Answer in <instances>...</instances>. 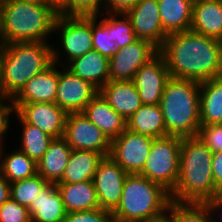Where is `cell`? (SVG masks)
Here are the masks:
<instances>
[{"instance_id":"cell-29","label":"cell","mask_w":222,"mask_h":222,"mask_svg":"<svg viewBox=\"0 0 222 222\" xmlns=\"http://www.w3.org/2000/svg\"><path fill=\"white\" fill-rule=\"evenodd\" d=\"M3 148L0 145V173L10 184L37 174V163L23 151L16 149L12 153L4 155Z\"/></svg>"},{"instance_id":"cell-12","label":"cell","mask_w":222,"mask_h":222,"mask_svg":"<svg viewBox=\"0 0 222 222\" xmlns=\"http://www.w3.org/2000/svg\"><path fill=\"white\" fill-rule=\"evenodd\" d=\"M127 175L110 156L103 157L99 162L92 181L101 209L112 212L118 206Z\"/></svg>"},{"instance_id":"cell-7","label":"cell","mask_w":222,"mask_h":222,"mask_svg":"<svg viewBox=\"0 0 222 222\" xmlns=\"http://www.w3.org/2000/svg\"><path fill=\"white\" fill-rule=\"evenodd\" d=\"M182 138L166 136L155 138L150 154L139 175L161 184L171 192L179 177V157Z\"/></svg>"},{"instance_id":"cell-24","label":"cell","mask_w":222,"mask_h":222,"mask_svg":"<svg viewBox=\"0 0 222 222\" xmlns=\"http://www.w3.org/2000/svg\"><path fill=\"white\" fill-rule=\"evenodd\" d=\"M66 213L89 211L100 208L93 181L56 184Z\"/></svg>"},{"instance_id":"cell-27","label":"cell","mask_w":222,"mask_h":222,"mask_svg":"<svg viewBox=\"0 0 222 222\" xmlns=\"http://www.w3.org/2000/svg\"><path fill=\"white\" fill-rule=\"evenodd\" d=\"M100 153L90 150H72L67 166L59 183L92 181L99 162Z\"/></svg>"},{"instance_id":"cell-41","label":"cell","mask_w":222,"mask_h":222,"mask_svg":"<svg viewBox=\"0 0 222 222\" xmlns=\"http://www.w3.org/2000/svg\"><path fill=\"white\" fill-rule=\"evenodd\" d=\"M212 174L215 187L222 192V151L213 153Z\"/></svg>"},{"instance_id":"cell-16","label":"cell","mask_w":222,"mask_h":222,"mask_svg":"<svg viewBox=\"0 0 222 222\" xmlns=\"http://www.w3.org/2000/svg\"><path fill=\"white\" fill-rule=\"evenodd\" d=\"M133 31L138 39H144L160 48L168 34L163 30L160 20L158 0H139L128 10Z\"/></svg>"},{"instance_id":"cell-22","label":"cell","mask_w":222,"mask_h":222,"mask_svg":"<svg viewBox=\"0 0 222 222\" xmlns=\"http://www.w3.org/2000/svg\"><path fill=\"white\" fill-rule=\"evenodd\" d=\"M72 148L64 137L53 138L37 163V174L48 183H59L69 161Z\"/></svg>"},{"instance_id":"cell-37","label":"cell","mask_w":222,"mask_h":222,"mask_svg":"<svg viewBox=\"0 0 222 222\" xmlns=\"http://www.w3.org/2000/svg\"><path fill=\"white\" fill-rule=\"evenodd\" d=\"M63 222H114V218L111 211L98 208L89 211L66 213Z\"/></svg>"},{"instance_id":"cell-45","label":"cell","mask_w":222,"mask_h":222,"mask_svg":"<svg viewBox=\"0 0 222 222\" xmlns=\"http://www.w3.org/2000/svg\"><path fill=\"white\" fill-rule=\"evenodd\" d=\"M146 222H174V219L170 215V212L166 211V214L164 213L161 216L149 219Z\"/></svg>"},{"instance_id":"cell-26","label":"cell","mask_w":222,"mask_h":222,"mask_svg":"<svg viewBox=\"0 0 222 222\" xmlns=\"http://www.w3.org/2000/svg\"><path fill=\"white\" fill-rule=\"evenodd\" d=\"M126 129L153 138L168 136L160 104H143L126 121Z\"/></svg>"},{"instance_id":"cell-39","label":"cell","mask_w":222,"mask_h":222,"mask_svg":"<svg viewBox=\"0 0 222 222\" xmlns=\"http://www.w3.org/2000/svg\"><path fill=\"white\" fill-rule=\"evenodd\" d=\"M11 112L15 113L13 99L0 94V145L3 144L2 140H4L3 138L9 129Z\"/></svg>"},{"instance_id":"cell-11","label":"cell","mask_w":222,"mask_h":222,"mask_svg":"<svg viewBox=\"0 0 222 222\" xmlns=\"http://www.w3.org/2000/svg\"><path fill=\"white\" fill-rule=\"evenodd\" d=\"M158 53L159 48L144 39L118 49L109 59V80H133L137 70Z\"/></svg>"},{"instance_id":"cell-17","label":"cell","mask_w":222,"mask_h":222,"mask_svg":"<svg viewBox=\"0 0 222 222\" xmlns=\"http://www.w3.org/2000/svg\"><path fill=\"white\" fill-rule=\"evenodd\" d=\"M53 49V64L45 71L33 76L13 98V103H55L58 85L60 51Z\"/></svg>"},{"instance_id":"cell-43","label":"cell","mask_w":222,"mask_h":222,"mask_svg":"<svg viewBox=\"0 0 222 222\" xmlns=\"http://www.w3.org/2000/svg\"><path fill=\"white\" fill-rule=\"evenodd\" d=\"M46 3L57 14L68 16V0H46Z\"/></svg>"},{"instance_id":"cell-13","label":"cell","mask_w":222,"mask_h":222,"mask_svg":"<svg viewBox=\"0 0 222 222\" xmlns=\"http://www.w3.org/2000/svg\"><path fill=\"white\" fill-rule=\"evenodd\" d=\"M61 68V71L58 69L55 103L67 114L83 112L99 90L90 82L72 74L64 65Z\"/></svg>"},{"instance_id":"cell-34","label":"cell","mask_w":222,"mask_h":222,"mask_svg":"<svg viewBox=\"0 0 222 222\" xmlns=\"http://www.w3.org/2000/svg\"><path fill=\"white\" fill-rule=\"evenodd\" d=\"M107 15L109 17L106 16L105 18L111 23V37L113 41L117 42L118 49L138 40L133 31L131 20L125 13H107Z\"/></svg>"},{"instance_id":"cell-32","label":"cell","mask_w":222,"mask_h":222,"mask_svg":"<svg viewBox=\"0 0 222 222\" xmlns=\"http://www.w3.org/2000/svg\"><path fill=\"white\" fill-rule=\"evenodd\" d=\"M48 182L39 174L10 184V198L20 205L29 208L34 198L43 190Z\"/></svg>"},{"instance_id":"cell-18","label":"cell","mask_w":222,"mask_h":222,"mask_svg":"<svg viewBox=\"0 0 222 222\" xmlns=\"http://www.w3.org/2000/svg\"><path fill=\"white\" fill-rule=\"evenodd\" d=\"M99 92L126 121L143 105L133 80H109Z\"/></svg>"},{"instance_id":"cell-33","label":"cell","mask_w":222,"mask_h":222,"mask_svg":"<svg viewBox=\"0 0 222 222\" xmlns=\"http://www.w3.org/2000/svg\"><path fill=\"white\" fill-rule=\"evenodd\" d=\"M168 212L174 222H212L207 207L203 203H178L171 201Z\"/></svg>"},{"instance_id":"cell-8","label":"cell","mask_w":222,"mask_h":222,"mask_svg":"<svg viewBox=\"0 0 222 222\" xmlns=\"http://www.w3.org/2000/svg\"><path fill=\"white\" fill-rule=\"evenodd\" d=\"M60 31L59 41L67 63L93 50L92 17L58 15L54 32Z\"/></svg>"},{"instance_id":"cell-20","label":"cell","mask_w":222,"mask_h":222,"mask_svg":"<svg viewBox=\"0 0 222 222\" xmlns=\"http://www.w3.org/2000/svg\"><path fill=\"white\" fill-rule=\"evenodd\" d=\"M190 30L222 41V0H194Z\"/></svg>"},{"instance_id":"cell-25","label":"cell","mask_w":222,"mask_h":222,"mask_svg":"<svg viewBox=\"0 0 222 222\" xmlns=\"http://www.w3.org/2000/svg\"><path fill=\"white\" fill-rule=\"evenodd\" d=\"M194 0H158L163 30L172 33L190 30Z\"/></svg>"},{"instance_id":"cell-4","label":"cell","mask_w":222,"mask_h":222,"mask_svg":"<svg viewBox=\"0 0 222 222\" xmlns=\"http://www.w3.org/2000/svg\"><path fill=\"white\" fill-rule=\"evenodd\" d=\"M160 107L168 136H197L200 121V83L171 77L164 88Z\"/></svg>"},{"instance_id":"cell-44","label":"cell","mask_w":222,"mask_h":222,"mask_svg":"<svg viewBox=\"0 0 222 222\" xmlns=\"http://www.w3.org/2000/svg\"><path fill=\"white\" fill-rule=\"evenodd\" d=\"M10 199V183L0 173V206Z\"/></svg>"},{"instance_id":"cell-19","label":"cell","mask_w":222,"mask_h":222,"mask_svg":"<svg viewBox=\"0 0 222 222\" xmlns=\"http://www.w3.org/2000/svg\"><path fill=\"white\" fill-rule=\"evenodd\" d=\"M84 115L112 141L126 129V120L98 92L86 105Z\"/></svg>"},{"instance_id":"cell-38","label":"cell","mask_w":222,"mask_h":222,"mask_svg":"<svg viewBox=\"0 0 222 222\" xmlns=\"http://www.w3.org/2000/svg\"><path fill=\"white\" fill-rule=\"evenodd\" d=\"M197 136L212 153L222 151V124L201 125Z\"/></svg>"},{"instance_id":"cell-2","label":"cell","mask_w":222,"mask_h":222,"mask_svg":"<svg viewBox=\"0 0 222 222\" xmlns=\"http://www.w3.org/2000/svg\"><path fill=\"white\" fill-rule=\"evenodd\" d=\"M212 157V151L198 136L182 138L179 177L170 192L171 201L204 203L220 192L213 180Z\"/></svg>"},{"instance_id":"cell-3","label":"cell","mask_w":222,"mask_h":222,"mask_svg":"<svg viewBox=\"0 0 222 222\" xmlns=\"http://www.w3.org/2000/svg\"><path fill=\"white\" fill-rule=\"evenodd\" d=\"M52 47L39 41L6 44L1 61L0 94L13 99L33 76L50 67Z\"/></svg>"},{"instance_id":"cell-35","label":"cell","mask_w":222,"mask_h":222,"mask_svg":"<svg viewBox=\"0 0 222 222\" xmlns=\"http://www.w3.org/2000/svg\"><path fill=\"white\" fill-rule=\"evenodd\" d=\"M0 222H32L29 209L11 198L0 206Z\"/></svg>"},{"instance_id":"cell-5","label":"cell","mask_w":222,"mask_h":222,"mask_svg":"<svg viewBox=\"0 0 222 222\" xmlns=\"http://www.w3.org/2000/svg\"><path fill=\"white\" fill-rule=\"evenodd\" d=\"M57 14L49 5L32 4L20 0H1V36L5 44L11 42H47L54 33Z\"/></svg>"},{"instance_id":"cell-48","label":"cell","mask_w":222,"mask_h":222,"mask_svg":"<svg viewBox=\"0 0 222 222\" xmlns=\"http://www.w3.org/2000/svg\"><path fill=\"white\" fill-rule=\"evenodd\" d=\"M0 36H1V0H0Z\"/></svg>"},{"instance_id":"cell-31","label":"cell","mask_w":222,"mask_h":222,"mask_svg":"<svg viewBox=\"0 0 222 222\" xmlns=\"http://www.w3.org/2000/svg\"><path fill=\"white\" fill-rule=\"evenodd\" d=\"M104 12L101 16L92 17V42L93 50L98 51L101 55L110 59L118 50L117 42L111 37V23L105 18ZM99 21V22H98Z\"/></svg>"},{"instance_id":"cell-21","label":"cell","mask_w":222,"mask_h":222,"mask_svg":"<svg viewBox=\"0 0 222 222\" xmlns=\"http://www.w3.org/2000/svg\"><path fill=\"white\" fill-rule=\"evenodd\" d=\"M108 66L109 59L107 57L96 50H90L83 56L69 61L64 67L100 90L109 81Z\"/></svg>"},{"instance_id":"cell-14","label":"cell","mask_w":222,"mask_h":222,"mask_svg":"<svg viewBox=\"0 0 222 222\" xmlns=\"http://www.w3.org/2000/svg\"><path fill=\"white\" fill-rule=\"evenodd\" d=\"M14 107L27 124L53 138L64 136L67 113L56 103H14Z\"/></svg>"},{"instance_id":"cell-30","label":"cell","mask_w":222,"mask_h":222,"mask_svg":"<svg viewBox=\"0 0 222 222\" xmlns=\"http://www.w3.org/2000/svg\"><path fill=\"white\" fill-rule=\"evenodd\" d=\"M14 114H16L17 120L19 119L22 125L21 147L18 149L38 163L47 151L53 137L44 133L38 127L27 124L16 112Z\"/></svg>"},{"instance_id":"cell-36","label":"cell","mask_w":222,"mask_h":222,"mask_svg":"<svg viewBox=\"0 0 222 222\" xmlns=\"http://www.w3.org/2000/svg\"><path fill=\"white\" fill-rule=\"evenodd\" d=\"M103 3V0H68V16H100Z\"/></svg>"},{"instance_id":"cell-1","label":"cell","mask_w":222,"mask_h":222,"mask_svg":"<svg viewBox=\"0 0 222 222\" xmlns=\"http://www.w3.org/2000/svg\"><path fill=\"white\" fill-rule=\"evenodd\" d=\"M159 53L170 76L204 82L222 76V41L191 30L169 34Z\"/></svg>"},{"instance_id":"cell-6","label":"cell","mask_w":222,"mask_h":222,"mask_svg":"<svg viewBox=\"0 0 222 222\" xmlns=\"http://www.w3.org/2000/svg\"><path fill=\"white\" fill-rule=\"evenodd\" d=\"M170 202V192L161 184L128 174L120 203L112 211L114 222H146L166 213Z\"/></svg>"},{"instance_id":"cell-28","label":"cell","mask_w":222,"mask_h":222,"mask_svg":"<svg viewBox=\"0 0 222 222\" xmlns=\"http://www.w3.org/2000/svg\"><path fill=\"white\" fill-rule=\"evenodd\" d=\"M201 125L222 124V76L200 83Z\"/></svg>"},{"instance_id":"cell-10","label":"cell","mask_w":222,"mask_h":222,"mask_svg":"<svg viewBox=\"0 0 222 222\" xmlns=\"http://www.w3.org/2000/svg\"><path fill=\"white\" fill-rule=\"evenodd\" d=\"M63 137L72 150H90L103 157L110 154L111 141L83 112L67 114Z\"/></svg>"},{"instance_id":"cell-42","label":"cell","mask_w":222,"mask_h":222,"mask_svg":"<svg viewBox=\"0 0 222 222\" xmlns=\"http://www.w3.org/2000/svg\"><path fill=\"white\" fill-rule=\"evenodd\" d=\"M203 204L207 207L210 213V216L212 218V222H217L218 220L214 219L213 216L217 215L219 211H220V216H222L221 214L222 213V192H219L216 195L208 198ZM220 219L222 220V217Z\"/></svg>"},{"instance_id":"cell-40","label":"cell","mask_w":222,"mask_h":222,"mask_svg":"<svg viewBox=\"0 0 222 222\" xmlns=\"http://www.w3.org/2000/svg\"><path fill=\"white\" fill-rule=\"evenodd\" d=\"M139 0H103V8L106 14L109 13H126L133 8Z\"/></svg>"},{"instance_id":"cell-47","label":"cell","mask_w":222,"mask_h":222,"mask_svg":"<svg viewBox=\"0 0 222 222\" xmlns=\"http://www.w3.org/2000/svg\"><path fill=\"white\" fill-rule=\"evenodd\" d=\"M20 1L28 2L32 4H38V5H48L46 3V0H20Z\"/></svg>"},{"instance_id":"cell-23","label":"cell","mask_w":222,"mask_h":222,"mask_svg":"<svg viewBox=\"0 0 222 222\" xmlns=\"http://www.w3.org/2000/svg\"><path fill=\"white\" fill-rule=\"evenodd\" d=\"M28 209L32 222H63L66 217L63 200L55 183H48Z\"/></svg>"},{"instance_id":"cell-15","label":"cell","mask_w":222,"mask_h":222,"mask_svg":"<svg viewBox=\"0 0 222 222\" xmlns=\"http://www.w3.org/2000/svg\"><path fill=\"white\" fill-rule=\"evenodd\" d=\"M170 78L166 62L160 53L143 64L133 79L142 104H160L164 88Z\"/></svg>"},{"instance_id":"cell-46","label":"cell","mask_w":222,"mask_h":222,"mask_svg":"<svg viewBox=\"0 0 222 222\" xmlns=\"http://www.w3.org/2000/svg\"><path fill=\"white\" fill-rule=\"evenodd\" d=\"M5 46L6 44L4 43V41L0 38V74H1V61H2V57H3V53L5 51Z\"/></svg>"},{"instance_id":"cell-9","label":"cell","mask_w":222,"mask_h":222,"mask_svg":"<svg viewBox=\"0 0 222 222\" xmlns=\"http://www.w3.org/2000/svg\"><path fill=\"white\" fill-rule=\"evenodd\" d=\"M154 139L125 129L111 141L109 156L128 174H139L145 166Z\"/></svg>"}]
</instances>
